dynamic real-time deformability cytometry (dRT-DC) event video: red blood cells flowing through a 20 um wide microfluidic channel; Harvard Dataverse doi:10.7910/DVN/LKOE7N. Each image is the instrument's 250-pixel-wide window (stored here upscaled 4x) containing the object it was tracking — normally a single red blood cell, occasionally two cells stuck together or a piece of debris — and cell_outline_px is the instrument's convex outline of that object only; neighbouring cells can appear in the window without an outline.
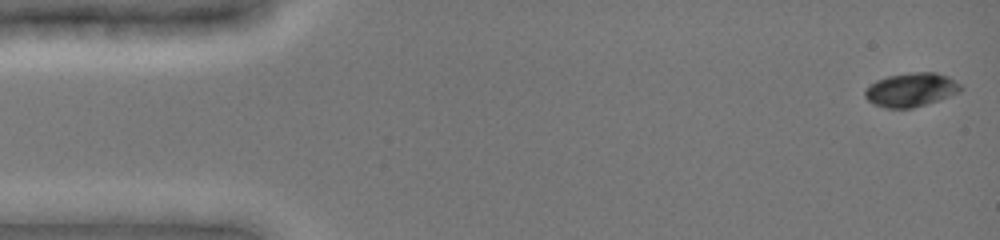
{"species": "common noctule bat (a hibernating species)", "species_latin": "Nyctalus noctula", "temperature_condition": "cold", "stored_images_in_passage": 20, "camera_frame_rate_fps": 3000, "um_per_image_px": 0.085, "animal": {"sex": "female", "body_mass_g": 19.0, "forearm_length_mm": 51.5}, "frame": {"image": 1, "passage_image": 1, "time_ms": 0.0, "image_size_px": [1000, 240], "cell_outline_px": [[964, 88], [960, 92], [940, 100], [912, 108], [884, 108], [872, 104], [864, 96], [864, 92], [876, 80], [888, 76], [912, 72], [936, 72], [948, 76], [960, 84]], "centroid_in_image_um": [77.47, 7.63], "position_along_channel_um": 7.5, "area_um2": 18.96}}
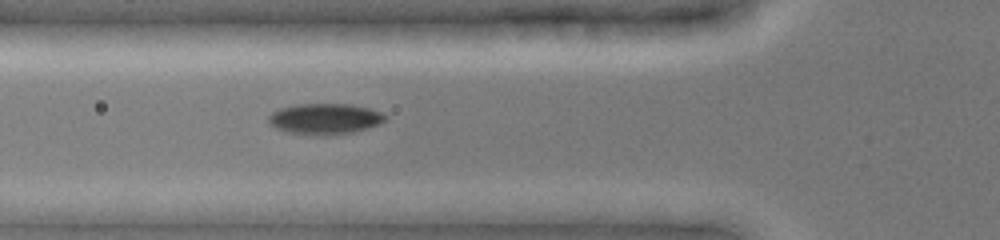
{"frame": {"image": 2, "passage_image": 13, "time_ms": 5.333, "image_size_px": [1000, 240], "cell_outline_px": [[388, 116], [380, 124], [368, 128], [352, 132], [320, 136], [288, 132], [276, 128], [268, 124], [268, 116], [272, 112], [280, 108], [296, 104], [352, 104], [368, 108], [380, 112]], "centroid_in_image_um": [27.59, 10.1], "position_along_channel_um": 98.2, "area_um2": 21.04}}
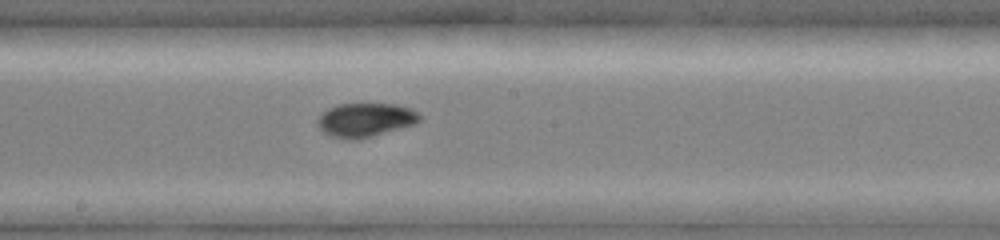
{"frame": {"image": 3, "passage_image": 20, "time_ms": 8.333, "image_size_px": [1000, 240], "cell_outline_px": [[424, 116], [416, 124], [356, 140], [348, 140], [332, 136], [324, 132], [316, 124], [316, 120], [328, 108], [336, 104], [396, 104], [412, 108]], "centroid_in_image_um": [31.09, 10.18], "position_along_channel_um": 217.1, "area_um2": 20.29}}